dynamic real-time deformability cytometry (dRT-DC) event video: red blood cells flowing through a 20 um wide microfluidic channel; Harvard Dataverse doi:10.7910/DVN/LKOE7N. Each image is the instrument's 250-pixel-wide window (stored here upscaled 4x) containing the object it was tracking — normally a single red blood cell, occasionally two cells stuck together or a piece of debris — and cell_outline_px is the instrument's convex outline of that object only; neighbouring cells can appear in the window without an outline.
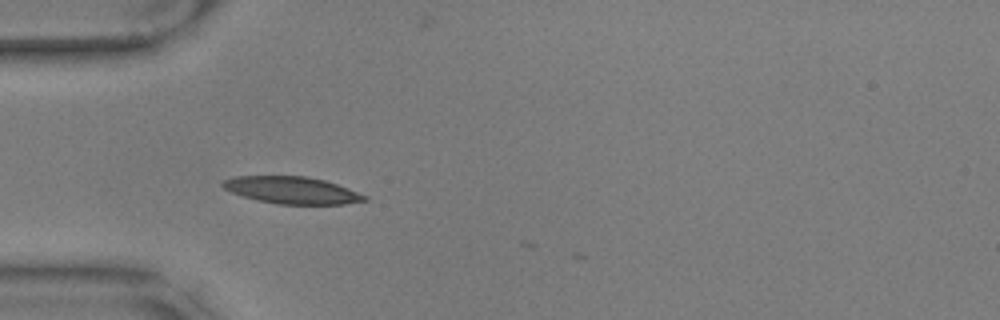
{"species": "common noctule bat (a hibernating species)", "species_latin": "Nyctalus noctula", "temperature_condition": "warm", "stored_images_in_passage": 5, "camera_frame_rate_fps": 3000, "um_per_image_px": 0.085, "animal": {"sex": "male", "body_mass_g": 17.9, "forearm_length_mm": 54.2}, "frame": {"image": 1, "passage_image": 3, "time_ms": 0.667, "image_size_px": [1000, 320], "cell_outline_px": [[368, 200], [344, 204], [276, 204], [256, 200], [232, 192], [224, 188], [220, 184], [224, 180], [232, 176], [304, 176], [324, 180], [348, 188], [368, 196]], "centroid_in_image_um": [24.81, 16.17], "position_along_channel_um": 60.2, "area_um2": 22.31}}